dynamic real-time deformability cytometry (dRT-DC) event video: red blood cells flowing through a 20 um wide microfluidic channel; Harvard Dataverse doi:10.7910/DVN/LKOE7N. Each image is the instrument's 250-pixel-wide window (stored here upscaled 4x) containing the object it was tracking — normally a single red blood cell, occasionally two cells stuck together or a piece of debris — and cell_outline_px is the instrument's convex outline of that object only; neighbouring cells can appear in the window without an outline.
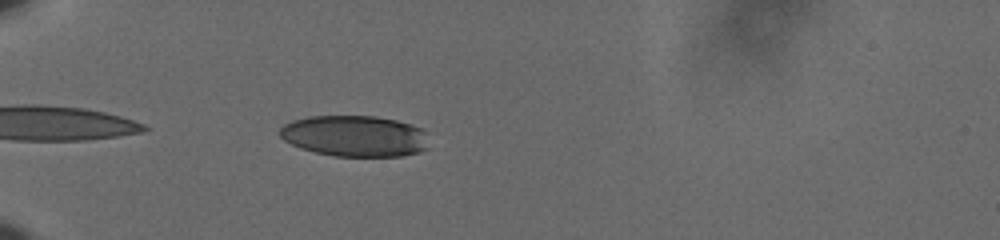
{"species": "human", "species_latin": "Homo sapiens", "temperature_condition": "cold", "stored_images_in_passage": 39, "camera_frame_rate_fps": 3000, "um_per_image_px": 0.085, "donor": {"sex": "male"}, "frame": {"image": 1, "passage_image": 3, "time_ms": 0.667, "image_size_px": [1000, 240], "cell_outline_px": [[428, 148], [420, 152], [404, 156], [332, 156], [300, 148], [284, 140], [280, 136], [280, 128], [284, 124], [292, 120], [308, 116], [376, 116], [396, 120], [412, 124], [420, 128], [424, 132]], "centroid_in_image_um": [30.15, 11.56], "position_along_channel_um": 54.9, "area_um2": 35.84}}
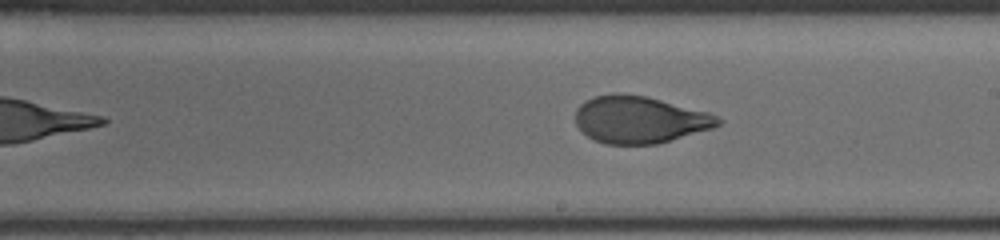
{"frame": {"image": 2, "passage_image": 20, "time_ms": 6.333, "image_size_px": [1000, 240], "cell_outline_px": [[724, 120], [720, 124], [712, 128], [656, 144], [604, 144], [588, 136], [576, 124], [576, 108], [584, 100], [596, 96], [616, 92], [644, 96], [708, 112]], "centroid_in_image_um": [54.35, 10.16], "position_along_channel_um": 234.7, "area_um2": 38.78}}
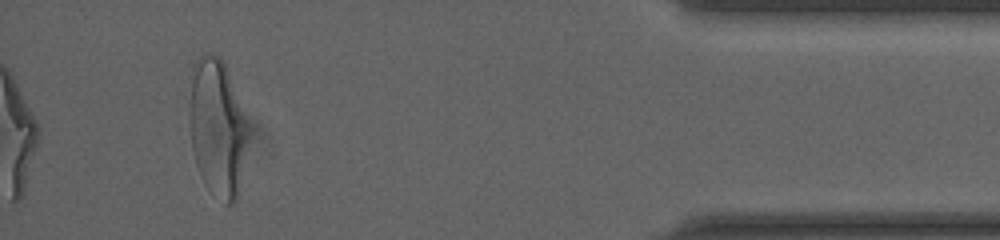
{"frame": {"image": 3, "passage_image": 39, "time_ms": 12.667, "image_size_px": [1000, 240], "cell_outline_px": [[248, 140], [236, 200], [232, 204], [224, 204], [204, 184], [200, 176], [196, 164], [192, 148], [188, 112], [192, 64], [200, 56], [220, 56], [224, 64], [248, 124]], "centroid_in_image_um": [18.44, 10.89], "position_along_channel_um": 416.8, "area_um2": 46.64}, "authors_computed_cell_mechanics": {"area_um2": 39.4196, "velocity_mm_per_s": 3.6201, "shape_relaxation_time_tau1_ms": 4.235, "shape_relaxation_time_tau2_ms": 0.7201, "deformation_change_tau1": 0.1823, "deformation_change_tau2": 0.0624}}